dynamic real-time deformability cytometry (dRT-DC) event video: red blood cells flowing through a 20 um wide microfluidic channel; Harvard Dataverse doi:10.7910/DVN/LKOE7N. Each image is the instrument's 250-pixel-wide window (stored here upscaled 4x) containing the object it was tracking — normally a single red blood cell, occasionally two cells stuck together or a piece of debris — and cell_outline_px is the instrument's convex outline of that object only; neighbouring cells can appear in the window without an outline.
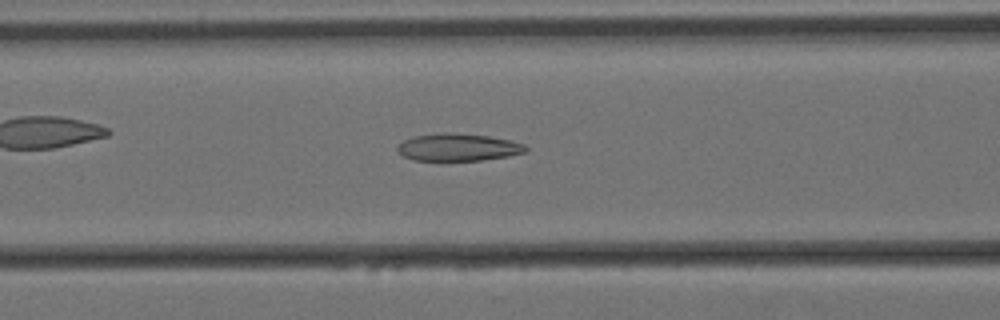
{"species": "Egyptian fruit bat (a non-hibernating species)", "species_latin": "Rousettus aegyptiacus", "temperature_condition": "cold", "stored_images_in_passage": 57, "camera_frame_rate_fps": 3000, "um_per_image_px": 0.085, "animal": {"sex": "female"}, "frame": {"image": 1, "passage_image": 22, "time_ms": 7.0, "image_size_px": [1000, 320], "cell_outline_px": [[528, 152], [508, 156], [480, 160], [412, 160], [396, 152], [396, 148], [404, 140], [412, 136], [448, 132], [488, 136], [512, 140], [524, 144], [528, 148]], "centroid_in_image_um": [38.95, 12.51], "position_along_channel_um": 127.7, "area_um2": 20.52}}
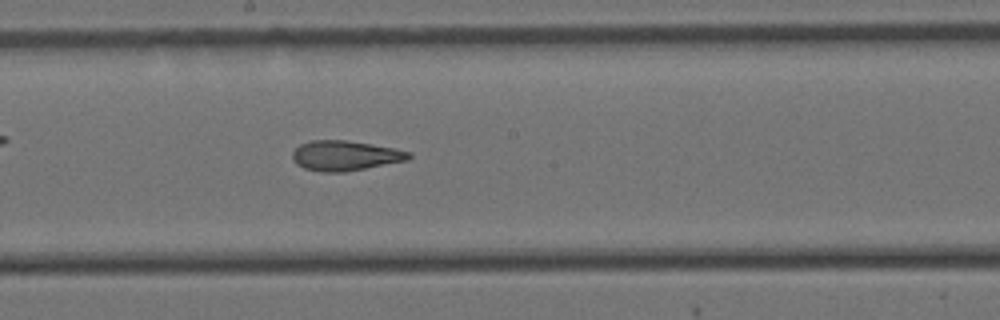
{"frame": {"image": 2, "passage_image": 30, "time_ms": 9.667, "image_size_px": [1000, 320], "cell_outline_px": [[412, 156], [408, 160], [344, 172], [320, 172], [304, 168], [296, 164], [292, 160], [292, 152], [300, 144], [312, 140], [344, 140], [392, 148], [412, 152]], "centroid_in_image_um": [29.3, 13.24], "position_along_channel_um": 218.9, "area_um2": 20.23}}
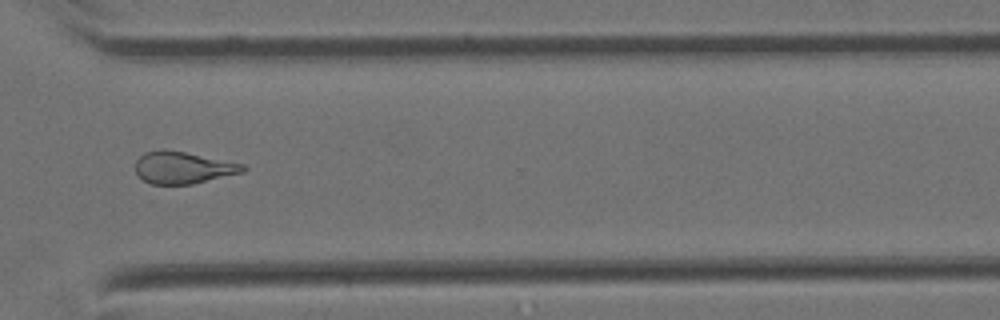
{"frame": {"image": 3, "passage_image": 42, "time_ms": 13.667, "image_size_px": [1000, 320], "cell_outline_px": [[248, 168], [244, 172], [192, 184], [152, 184], [136, 176], [136, 160], [144, 152], [164, 148], [244, 164]], "centroid_in_image_um": [15.54, 14.24], "position_along_channel_um": 355.1, "area_um2": 20.11}, "authors_computed_cell_mechanics": {"area_um2": 21.386, "velocity_mm_per_s": 3.4117, "shape_relaxation_time_tau1_ms": null, "shape_relaxation_time_tau2_ms": 3.4907, "deformation_change_tau1": null, "deformation_change_tau2": 0.1362}}